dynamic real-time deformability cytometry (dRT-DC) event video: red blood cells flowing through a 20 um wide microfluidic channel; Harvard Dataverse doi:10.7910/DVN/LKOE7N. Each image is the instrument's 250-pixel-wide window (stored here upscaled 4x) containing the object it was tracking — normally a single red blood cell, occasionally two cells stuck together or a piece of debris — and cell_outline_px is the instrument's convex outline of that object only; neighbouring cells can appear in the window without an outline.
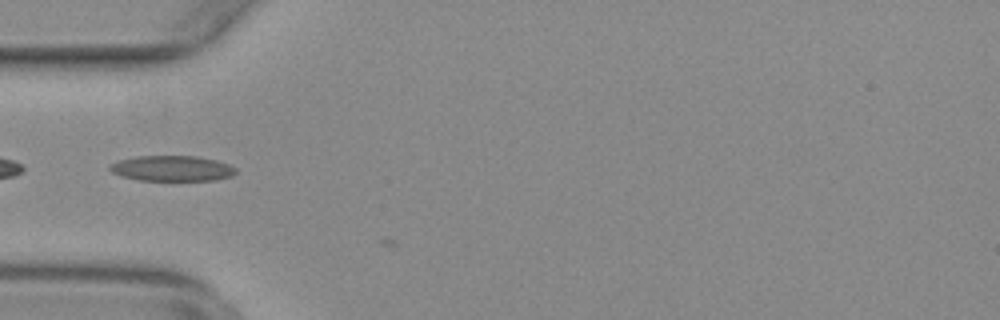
{"species": "common noctule bat (a hibernating species)", "species_latin": "Nyctalus noctula", "temperature_condition": "warm", "stored_images_in_passage": 2, "camera_frame_rate_fps": 3000, "um_per_image_px": 0.085, "animal": {"sex": "female", "body_mass_g": 29.2, "forearm_length_mm": 56.3}, "frame": {"image": 1, "passage_image": 1, "time_ms": 0.0, "image_size_px": [1000, 320], "cell_outline_px": [[236, 172], [232, 176], [216, 180], [140, 180], [120, 176], [112, 172], [108, 168], [108, 164], [120, 160], [136, 156], [196, 156], [216, 160], [228, 164], [236, 168]], "centroid_in_image_um": [14.6, 14.31], "position_along_channel_um": 70.4, "area_um2": 18.73}}